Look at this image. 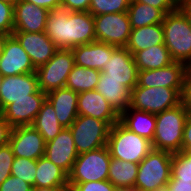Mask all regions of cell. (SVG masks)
<instances>
[{"instance_id":"30bf717a","label":"cell","mask_w":191,"mask_h":191,"mask_svg":"<svg viewBox=\"0 0 191 191\" xmlns=\"http://www.w3.org/2000/svg\"><path fill=\"white\" fill-rule=\"evenodd\" d=\"M96 41L126 47L132 31L127 12L94 16Z\"/></svg>"},{"instance_id":"836d02e7","label":"cell","mask_w":191,"mask_h":191,"mask_svg":"<svg viewBox=\"0 0 191 191\" xmlns=\"http://www.w3.org/2000/svg\"><path fill=\"white\" fill-rule=\"evenodd\" d=\"M36 168L37 160L15 157L11 168V175L19 177L25 182L34 185Z\"/></svg>"},{"instance_id":"1f68e13d","label":"cell","mask_w":191,"mask_h":191,"mask_svg":"<svg viewBox=\"0 0 191 191\" xmlns=\"http://www.w3.org/2000/svg\"><path fill=\"white\" fill-rule=\"evenodd\" d=\"M171 177L179 181L191 182V152L173 153Z\"/></svg>"},{"instance_id":"ac0fdd59","label":"cell","mask_w":191,"mask_h":191,"mask_svg":"<svg viewBox=\"0 0 191 191\" xmlns=\"http://www.w3.org/2000/svg\"><path fill=\"white\" fill-rule=\"evenodd\" d=\"M77 112L78 115L91 116L105 121L110 127L120 121V115L96 90L78 94Z\"/></svg>"},{"instance_id":"9a60e30c","label":"cell","mask_w":191,"mask_h":191,"mask_svg":"<svg viewBox=\"0 0 191 191\" xmlns=\"http://www.w3.org/2000/svg\"><path fill=\"white\" fill-rule=\"evenodd\" d=\"M35 71L36 68L33 66L29 55L24 51L17 39L10 35L0 56V73L2 76L21 75Z\"/></svg>"},{"instance_id":"7402d4cb","label":"cell","mask_w":191,"mask_h":191,"mask_svg":"<svg viewBox=\"0 0 191 191\" xmlns=\"http://www.w3.org/2000/svg\"><path fill=\"white\" fill-rule=\"evenodd\" d=\"M46 99H17L7 105L0 114L12 128L32 126Z\"/></svg>"},{"instance_id":"5bb4252c","label":"cell","mask_w":191,"mask_h":191,"mask_svg":"<svg viewBox=\"0 0 191 191\" xmlns=\"http://www.w3.org/2000/svg\"><path fill=\"white\" fill-rule=\"evenodd\" d=\"M9 144L15 157L38 160L45 155L46 142L33 126L12 128Z\"/></svg>"},{"instance_id":"7dc6e473","label":"cell","mask_w":191,"mask_h":191,"mask_svg":"<svg viewBox=\"0 0 191 191\" xmlns=\"http://www.w3.org/2000/svg\"><path fill=\"white\" fill-rule=\"evenodd\" d=\"M32 191H69V187H36V186H33Z\"/></svg>"},{"instance_id":"e0dca14e","label":"cell","mask_w":191,"mask_h":191,"mask_svg":"<svg viewBox=\"0 0 191 191\" xmlns=\"http://www.w3.org/2000/svg\"><path fill=\"white\" fill-rule=\"evenodd\" d=\"M78 155L69 128H63L53 140L46 143L44 156L67 174L70 173Z\"/></svg>"},{"instance_id":"681fc988","label":"cell","mask_w":191,"mask_h":191,"mask_svg":"<svg viewBox=\"0 0 191 191\" xmlns=\"http://www.w3.org/2000/svg\"><path fill=\"white\" fill-rule=\"evenodd\" d=\"M124 191H143L139 187L136 186H130L123 189Z\"/></svg>"},{"instance_id":"9c48e42d","label":"cell","mask_w":191,"mask_h":191,"mask_svg":"<svg viewBox=\"0 0 191 191\" xmlns=\"http://www.w3.org/2000/svg\"><path fill=\"white\" fill-rule=\"evenodd\" d=\"M75 65L71 49H58L46 63L36 68L39 89L43 93L65 87L67 78Z\"/></svg>"},{"instance_id":"f35d334b","label":"cell","mask_w":191,"mask_h":191,"mask_svg":"<svg viewBox=\"0 0 191 191\" xmlns=\"http://www.w3.org/2000/svg\"><path fill=\"white\" fill-rule=\"evenodd\" d=\"M133 1L147 4L157 9H161L165 14L176 10L179 6L177 0H133Z\"/></svg>"},{"instance_id":"d4e9b609","label":"cell","mask_w":191,"mask_h":191,"mask_svg":"<svg viewBox=\"0 0 191 191\" xmlns=\"http://www.w3.org/2000/svg\"><path fill=\"white\" fill-rule=\"evenodd\" d=\"M121 115L130 105L131 91L114 79H99L95 88Z\"/></svg>"},{"instance_id":"4fadbf2b","label":"cell","mask_w":191,"mask_h":191,"mask_svg":"<svg viewBox=\"0 0 191 191\" xmlns=\"http://www.w3.org/2000/svg\"><path fill=\"white\" fill-rule=\"evenodd\" d=\"M187 75V66L184 63L174 61L163 68L138 71V85L147 88L184 89Z\"/></svg>"},{"instance_id":"60d3db41","label":"cell","mask_w":191,"mask_h":191,"mask_svg":"<svg viewBox=\"0 0 191 191\" xmlns=\"http://www.w3.org/2000/svg\"><path fill=\"white\" fill-rule=\"evenodd\" d=\"M181 150L185 152H191V115L187 116L184 125Z\"/></svg>"},{"instance_id":"4316f807","label":"cell","mask_w":191,"mask_h":191,"mask_svg":"<svg viewBox=\"0 0 191 191\" xmlns=\"http://www.w3.org/2000/svg\"><path fill=\"white\" fill-rule=\"evenodd\" d=\"M133 58L138 71L155 70L174 62L165 45H155L151 48L137 51L133 54Z\"/></svg>"},{"instance_id":"b9f144b4","label":"cell","mask_w":191,"mask_h":191,"mask_svg":"<svg viewBox=\"0 0 191 191\" xmlns=\"http://www.w3.org/2000/svg\"><path fill=\"white\" fill-rule=\"evenodd\" d=\"M182 102L188 115H191V72H188L186 77L184 91L182 94Z\"/></svg>"},{"instance_id":"74e56055","label":"cell","mask_w":191,"mask_h":191,"mask_svg":"<svg viewBox=\"0 0 191 191\" xmlns=\"http://www.w3.org/2000/svg\"><path fill=\"white\" fill-rule=\"evenodd\" d=\"M32 188L33 185L13 175H10L0 185V191H32Z\"/></svg>"},{"instance_id":"e575fe53","label":"cell","mask_w":191,"mask_h":191,"mask_svg":"<svg viewBox=\"0 0 191 191\" xmlns=\"http://www.w3.org/2000/svg\"><path fill=\"white\" fill-rule=\"evenodd\" d=\"M15 155L8 143L0 146V185L11 175V168Z\"/></svg>"},{"instance_id":"f1b7e54d","label":"cell","mask_w":191,"mask_h":191,"mask_svg":"<svg viewBox=\"0 0 191 191\" xmlns=\"http://www.w3.org/2000/svg\"><path fill=\"white\" fill-rule=\"evenodd\" d=\"M132 29L152 24H162L165 13L161 9L130 0L127 10Z\"/></svg>"},{"instance_id":"ffe728a7","label":"cell","mask_w":191,"mask_h":191,"mask_svg":"<svg viewBox=\"0 0 191 191\" xmlns=\"http://www.w3.org/2000/svg\"><path fill=\"white\" fill-rule=\"evenodd\" d=\"M117 46L94 41L72 48L75 65L102 71Z\"/></svg>"},{"instance_id":"3957f363","label":"cell","mask_w":191,"mask_h":191,"mask_svg":"<svg viewBox=\"0 0 191 191\" xmlns=\"http://www.w3.org/2000/svg\"><path fill=\"white\" fill-rule=\"evenodd\" d=\"M164 45L175 62L191 63V24L187 16L178 7L167 13L162 22Z\"/></svg>"},{"instance_id":"d590c367","label":"cell","mask_w":191,"mask_h":191,"mask_svg":"<svg viewBox=\"0 0 191 191\" xmlns=\"http://www.w3.org/2000/svg\"><path fill=\"white\" fill-rule=\"evenodd\" d=\"M14 5L0 1V32L13 34Z\"/></svg>"},{"instance_id":"603a6c76","label":"cell","mask_w":191,"mask_h":191,"mask_svg":"<svg viewBox=\"0 0 191 191\" xmlns=\"http://www.w3.org/2000/svg\"><path fill=\"white\" fill-rule=\"evenodd\" d=\"M164 45V29L162 24H152L132 29L126 48L133 55L137 51Z\"/></svg>"},{"instance_id":"ab89813d","label":"cell","mask_w":191,"mask_h":191,"mask_svg":"<svg viewBox=\"0 0 191 191\" xmlns=\"http://www.w3.org/2000/svg\"><path fill=\"white\" fill-rule=\"evenodd\" d=\"M61 6L69 11L88 12L90 0H61Z\"/></svg>"},{"instance_id":"5b68a950","label":"cell","mask_w":191,"mask_h":191,"mask_svg":"<svg viewBox=\"0 0 191 191\" xmlns=\"http://www.w3.org/2000/svg\"><path fill=\"white\" fill-rule=\"evenodd\" d=\"M173 154L152 149L139 163L135 186L143 191H155L167 186L171 178Z\"/></svg>"},{"instance_id":"11a10c76","label":"cell","mask_w":191,"mask_h":191,"mask_svg":"<svg viewBox=\"0 0 191 191\" xmlns=\"http://www.w3.org/2000/svg\"><path fill=\"white\" fill-rule=\"evenodd\" d=\"M187 1H191V0H178L177 2H187Z\"/></svg>"},{"instance_id":"8fae6325","label":"cell","mask_w":191,"mask_h":191,"mask_svg":"<svg viewBox=\"0 0 191 191\" xmlns=\"http://www.w3.org/2000/svg\"><path fill=\"white\" fill-rule=\"evenodd\" d=\"M17 99H46V93L39 89L36 72L3 77L0 112Z\"/></svg>"},{"instance_id":"d6986e66","label":"cell","mask_w":191,"mask_h":191,"mask_svg":"<svg viewBox=\"0 0 191 191\" xmlns=\"http://www.w3.org/2000/svg\"><path fill=\"white\" fill-rule=\"evenodd\" d=\"M49 10L33 3L19 0L14 5L13 32H44Z\"/></svg>"},{"instance_id":"ee69618b","label":"cell","mask_w":191,"mask_h":191,"mask_svg":"<svg viewBox=\"0 0 191 191\" xmlns=\"http://www.w3.org/2000/svg\"><path fill=\"white\" fill-rule=\"evenodd\" d=\"M166 187L169 191H191V182L179 181L171 177Z\"/></svg>"},{"instance_id":"4dcf8cb0","label":"cell","mask_w":191,"mask_h":191,"mask_svg":"<svg viewBox=\"0 0 191 191\" xmlns=\"http://www.w3.org/2000/svg\"><path fill=\"white\" fill-rule=\"evenodd\" d=\"M101 71L74 65L65 87L77 92L95 90Z\"/></svg>"},{"instance_id":"8d00e7d4","label":"cell","mask_w":191,"mask_h":191,"mask_svg":"<svg viewBox=\"0 0 191 191\" xmlns=\"http://www.w3.org/2000/svg\"><path fill=\"white\" fill-rule=\"evenodd\" d=\"M71 191H116L117 188L109 181H89L84 183H69Z\"/></svg>"},{"instance_id":"c3c4849f","label":"cell","mask_w":191,"mask_h":191,"mask_svg":"<svg viewBox=\"0 0 191 191\" xmlns=\"http://www.w3.org/2000/svg\"><path fill=\"white\" fill-rule=\"evenodd\" d=\"M9 36H10V34L0 32V56L3 53L4 44Z\"/></svg>"},{"instance_id":"bcb514c9","label":"cell","mask_w":191,"mask_h":191,"mask_svg":"<svg viewBox=\"0 0 191 191\" xmlns=\"http://www.w3.org/2000/svg\"><path fill=\"white\" fill-rule=\"evenodd\" d=\"M178 7L182 10V12L187 16L190 24H191V1L187 2H178Z\"/></svg>"},{"instance_id":"83f0119b","label":"cell","mask_w":191,"mask_h":191,"mask_svg":"<svg viewBox=\"0 0 191 191\" xmlns=\"http://www.w3.org/2000/svg\"><path fill=\"white\" fill-rule=\"evenodd\" d=\"M138 168V163L111 157L107 180H109L117 189L135 186Z\"/></svg>"},{"instance_id":"7bdbcfd3","label":"cell","mask_w":191,"mask_h":191,"mask_svg":"<svg viewBox=\"0 0 191 191\" xmlns=\"http://www.w3.org/2000/svg\"><path fill=\"white\" fill-rule=\"evenodd\" d=\"M11 130V125L0 114V146H4L9 143Z\"/></svg>"},{"instance_id":"7c38bea8","label":"cell","mask_w":191,"mask_h":191,"mask_svg":"<svg viewBox=\"0 0 191 191\" xmlns=\"http://www.w3.org/2000/svg\"><path fill=\"white\" fill-rule=\"evenodd\" d=\"M99 79H114L130 91L138 84V68L133 55L126 47H117L106 66L101 71Z\"/></svg>"},{"instance_id":"cb8c5ba5","label":"cell","mask_w":191,"mask_h":191,"mask_svg":"<svg viewBox=\"0 0 191 191\" xmlns=\"http://www.w3.org/2000/svg\"><path fill=\"white\" fill-rule=\"evenodd\" d=\"M120 122L135 134L153 141L155 133V114L128 107L121 115Z\"/></svg>"},{"instance_id":"f6af8a7d","label":"cell","mask_w":191,"mask_h":191,"mask_svg":"<svg viewBox=\"0 0 191 191\" xmlns=\"http://www.w3.org/2000/svg\"><path fill=\"white\" fill-rule=\"evenodd\" d=\"M49 11L61 6V0H24Z\"/></svg>"},{"instance_id":"2e32d148","label":"cell","mask_w":191,"mask_h":191,"mask_svg":"<svg viewBox=\"0 0 191 191\" xmlns=\"http://www.w3.org/2000/svg\"><path fill=\"white\" fill-rule=\"evenodd\" d=\"M12 35L29 55L35 68L46 64L58 50L45 32H13Z\"/></svg>"},{"instance_id":"ba28073f","label":"cell","mask_w":191,"mask_h":191,"mask_svg":"<svg viewBox=\"0 0 191 191\" xmlns=\"http://www.w3.org/2000/svg\"><path fill=\"white\" fill-rule=\"evenodd\" d=\"M110 128L105 121L78 115L69 127L77 153L81 154L107 146Z\"/></svg>"},{"instance_id":"f5cc1de1","label":"cell","mask_w":191,"mask_h":191,"mask_svg":"<svg viewBox=\"0 0 191 191\" xmlns=\"http://www.w3.org/2000/svg\"><path fill=\"white\" fill-rule=\"evenodd\" d=\"M2 79H3V76H2V74L0 73V90H1V85H2Z\"/></svg>"},{"instance_id":"7a4b0ae2","label":"cell","mask_w":191,"mask_h":191,"mask_svg":"<svg viewBox=\"0 0 191 191\" xmlns=\"http://www.w3.org/2000/svg\"><path fill=\"white\" fill-rule=\"evenodd\" d=\"M188 113L181 102L177 106L155 114L156 124L152 147L176 153L181 151L183 130Z\"/></svg>"},{"instance_id":"277c9868","label":"cell","mask_w":191,"mask_h":191,"mask_svg":"<svg viewBox=\"0 0 191 191\" xmlns=\"http://www.w3.org/2000/svg\"><path fill=\"white\" fill-rule=\"evenodd\" d=\"M107 147L112 158L138 164L153 149L151 141L130 131L120 121L111 126Z\"/></svg>"},{"instance_id":"52a82bcc","label":"cell","mask_w":191,"mask_h":191,"mask_svg":"<svg viewBox=\"0 0 191 191\" xmlns=\"http://www.w3.org/2000/svg\"><path fill=\"white\" fill-rule=\"evenodd\" d=\"M110 161L111 155L107 146L81 153L68 174V182L84 183L107 180Z\"/></svg>"},{"instance_id":"f907efd6","label":"cell","mask_w":191,"mask_h":191,"mask_svg":"<svg viewBox=\"0 0 191 191\" xmlns=\"http://www.w3.org/2000/svg\"><path fill=\"white\" fill-rule=\"evenodd\" d=\"M0 1L15 5L19 0H0Z\"/></svg>"},{"instance_id":"db71d44e","label":"cell","mask_w":191,"mask_h":191,"mask_svg":"<svg viewBox=\"0 0 191 191\" xmlns=\"http://www.w3.org/2000/svg\"><path fill=\"white\" fill-rule=\"evenodd\" d=\"M188 72H191V63L187 66Z\"/></svg>"},{"instance_id":"8992f818","label":"cell","mask_w":191,"mask_h":191,"mask_svg":"<svg viewBox=\"0 0 191 191\" xmlns=\"http://www.w3.org/2000/svg\"><path fill=\"white\" fill-rule=\"evenodd\" d=\"M184 89L165 87H141L137 84L131 90L130 108L148 113H161L173 108L182 102Z\"/></svg>"},{"instance_id":"44dd1931","label":"cell","mask_w":191,"mask_h":191,"mask_svg":"<svg viewBox=\"0 0 191 191\" xmlns=\"http://www.w3.org/2000/svg\"><path fill=\"white\" fill-rule=\"evenodd\" d=\"M46 98L53 105L59 123L64 128H69L78 116V93L62 87L47 93Z\"/></svg>"},{"instance_id":"f546056e","label":"cell","mask_w":191,"mask_h":191,"mask_svg":"<svg viewBox=\"0 0 191 191\" xmlns=\"http://www.w3.org/2000/svg\"><path fill=\"white\" fill-rule=\"evenodd\" d=\"M32 126L43 136L45 142L53 140L64 128L56 118L53 105L46 98Z\"/></svg>"},{"instance_id":"6da1fadb","label":"cell","mask_w":191,"mask_h":191,"mask_svg":"<svg viewBox=\"0 0 191 191\" xmlns=\"http://www.w3.org/2000/svg\"><path fill=\"white\" fill-rule=\"evenodd\" d=\"M58 49H72L96 41L94 16L60 6L49 11L45 31Z\"/></svg>"},{"instance_id":"816d5d0a","label":"cell","mask_w":191,"mask_h":191,"mask_svg":"<svg viewBox=\"0 0 191 191\" xmlns=\"http://www.w3.org/2000/svg\"><path fill=\"white\" fill-rule=\"evenodd\" d=\"M155 191H169L167 187H164V188H160V189H157Z\"/></svg>"},{"instance_id":"484cf974","label":"cell","mask_w":191,"mask_h":191,"mask_svg":"<svg viewBox=\"0 0 191 191\" xmlns=\"http://www.w3.org/2000/svg\"><path fill=\"white\" fill-rule=\"evenodd\" d=\"M35 177L36 187H69L68 174L45 156L37 160Z\"/></svg>"},{"instance_id":"d6a6232c","label":"cell","mask_w":191,"mask_h":191,"mask_svg":"<svg viewBox=\"0 0 191 191\" xmlns=\"http://www.w3.org/2000/svg\"><path fill=\"white\" fill-rule=\"evenodd\" d=\"M130 0H90L89 12L93 16L127 12Z\"/></svg>"}]
</instances>
